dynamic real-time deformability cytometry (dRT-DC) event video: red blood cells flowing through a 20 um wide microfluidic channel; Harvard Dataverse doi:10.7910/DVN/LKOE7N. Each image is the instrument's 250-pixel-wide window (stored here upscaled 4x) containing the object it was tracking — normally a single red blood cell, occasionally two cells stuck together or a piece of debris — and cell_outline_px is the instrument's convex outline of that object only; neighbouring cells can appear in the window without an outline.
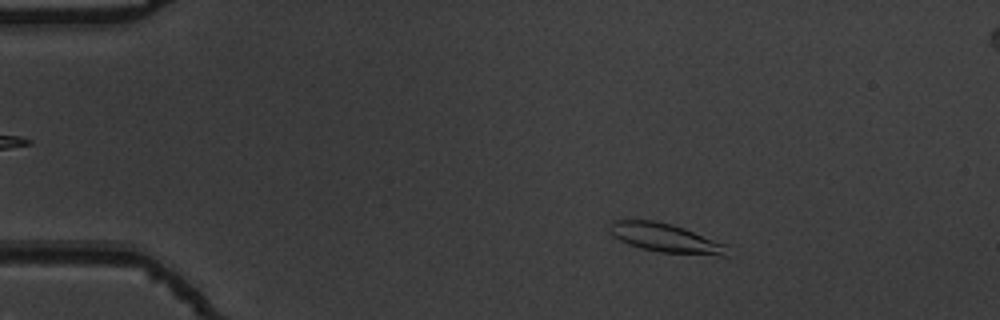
{"species": "common noctule bat (a hibernating species)", "species_latin": "Nyctalus noctula", "temperature_condition": "warm", "stored_images_in_passage": 12, "camera_frame_rate_fps": 3000, "um_per_image_px": 0.085, "animal": {"sex": "male", "body_mass_g": 19.5, "forearm_length_mm": 54.6}, "frame": {"image": 1, "passage_image": 9, "time_ms": 2.667, "image_size_px": [1000, 320], "cell_outline_px": [[728, 256], [720, 256], [660, 252], [640, 248], [628, 244], [612, 236], [608, 232], [608, 224], [612, 220], [656, 220], [672, 224], [684, 228], [728, 244]], "centroid_in_image_um": [56.57, 20.23], "position_along_channel_um": 28.4, "area_um2": 20.23}}